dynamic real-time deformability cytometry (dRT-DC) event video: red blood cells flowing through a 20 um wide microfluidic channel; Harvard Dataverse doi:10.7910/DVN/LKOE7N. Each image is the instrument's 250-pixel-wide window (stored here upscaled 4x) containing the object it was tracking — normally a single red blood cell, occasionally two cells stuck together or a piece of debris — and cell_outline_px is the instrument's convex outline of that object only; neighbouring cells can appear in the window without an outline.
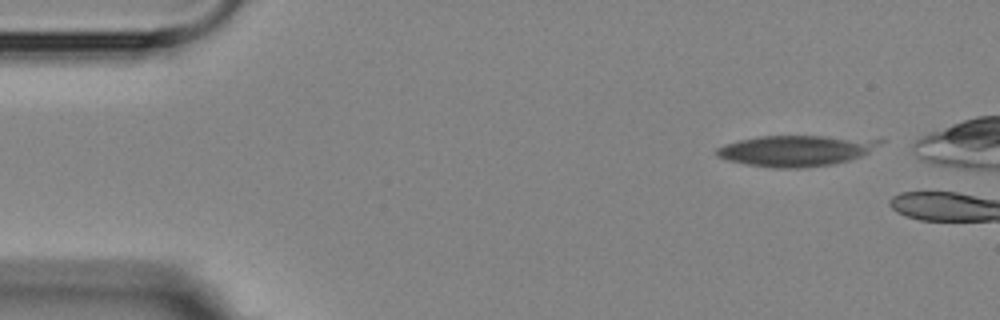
{"species": "Egyptian fruit bat (a non-hibernating species)", "species_latin": "Rousettus aegyptiacus", "temperature_condition": "room temperature", "stored_images_in_passage": 7, "camera_frame_rate_fps": 3000, "um_per_image_px": 0.085, "animal": {"sex": "female"}, "frame": {"image": 1, "passage_image": 1, "time_ms": 0.0, "image_size_px": [1000, 320], "cell_outline_px": [[888, 140], [868, 152], [860, 156], [848, 160], [832, 164], [804, 168], [772, 168], [748, 164], [728, 160], [716, 156], [716, 148], [740, 140], [760, 136], [824, 136]], "centroid_in_image_um": [67.67, 12.81], "position_along_channel_um": 17.3, "area_um2": 29.13}}